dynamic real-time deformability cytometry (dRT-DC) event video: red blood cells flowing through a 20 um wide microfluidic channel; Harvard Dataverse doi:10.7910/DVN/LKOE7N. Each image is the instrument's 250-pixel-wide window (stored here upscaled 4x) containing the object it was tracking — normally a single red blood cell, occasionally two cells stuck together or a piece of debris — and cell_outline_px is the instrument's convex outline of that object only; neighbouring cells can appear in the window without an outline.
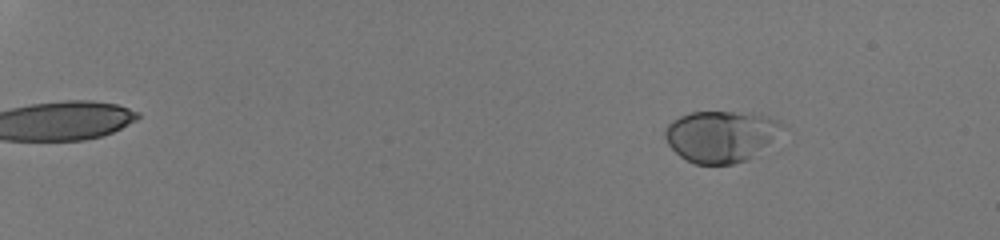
{"species": "human", "species_latin": "Homo sapiens", "temperature_condition": "room temperature", "stored_images_in_passage": 16, "camera_frame_rate_fps": 3000, "um_per_image_px": 0.085, "donor": {"sex": "male"}, "frame": {"image": 1, "passage_image": 6, "time_ms": 1.667, "image_size_px": [1000, 240], "cell_outline_px": [[784, 124], [748, 160], [732, 164], [696, 164], [680, 156], [668, 144], [664, 136], [664, 128], [672, 120], [688, 112], [732, 112], [768, 116], [780, 120]], "centroid_in_image_um": [61.16, 11.57], "position_along_channel_um": 23.8, "area_um2": 34.28}}